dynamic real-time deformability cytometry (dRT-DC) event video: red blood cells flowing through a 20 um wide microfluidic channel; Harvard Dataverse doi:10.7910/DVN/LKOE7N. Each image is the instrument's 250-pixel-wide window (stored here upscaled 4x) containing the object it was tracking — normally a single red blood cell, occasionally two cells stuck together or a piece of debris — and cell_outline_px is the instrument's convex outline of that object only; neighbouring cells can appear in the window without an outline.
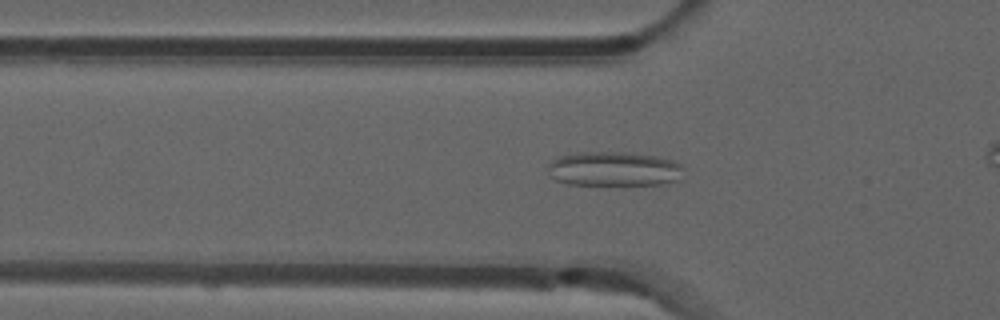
{"species": "common noctule bat (a hibernating species)", "species_latin": "Nyctalus noctula", "temperature_condition": "room temperature", "stored_images_in_passage": 42, "camera_frame_rate_fps": 3000, "um_per_image_px": 0.085, "animal": {"sex": "male", "forearm_length_mm": 52.5}, "frame": {"image": 1, "passage_image": 16, "time_ms": 5.0, "image_size_px": [1000, 320], "cell_outline_px": [[684, 168], [680, 180], [664, 184], [608, 188], [568, 184], [556, 180], [548, 176], [548, 164], [552, 160], [560, 156], [580, 152], [624, 152], [652, 156], [672, 160], [680, 164]], "centroid_in_image_um": [52.17, 14.43], "position_along_channel_um": 73.6, "area_um2": 28.61}}
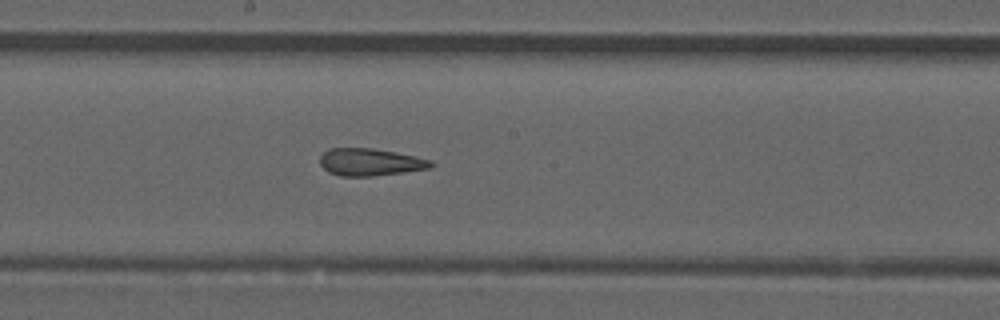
{"frame": {"image": 2, "passage_image": 27, "time_ms": 8.667, "image_size_px": [1000, 320], "cell_outline_px": [[436, 164], [428, 168], [372, 176], [340, 176], [328, 172], [320, 164], [320, 156], [328, 148], [372, 148], [396, 152], [416, 156], [432, 160]], "centroid_in_image_um": [31.45, 13.77], "position_along_channel_um": 216.8, "area_um2": 17.63}}
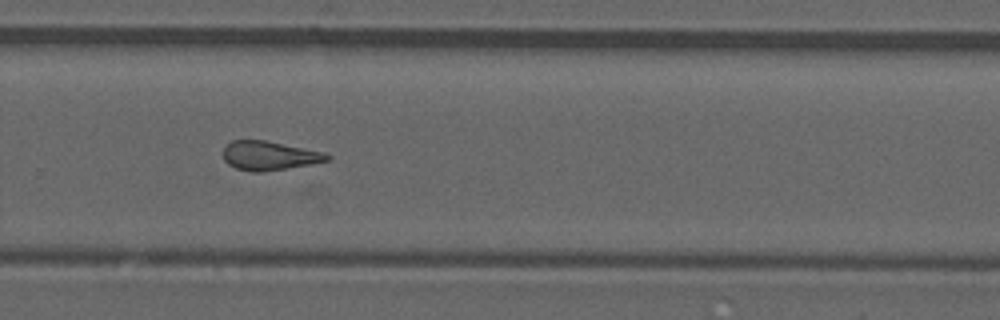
{"frame": {"image": 3, "passage_image": 34, "time_ms": 11.0, "image_size_px": [1000, 320], "cell_outline_px": [[332, 156], [328, 160], [312, 164], [288, 168], [260, 172], [252, 172], [236, 168], [228, 164], [224, 160], [224, 148], [232, 140], [264, 140], [324, 152]], "centroid_in_image_um": [22.89, 13.24], "position_along_channel_um": 306.9, "area_um2": 17.46}}